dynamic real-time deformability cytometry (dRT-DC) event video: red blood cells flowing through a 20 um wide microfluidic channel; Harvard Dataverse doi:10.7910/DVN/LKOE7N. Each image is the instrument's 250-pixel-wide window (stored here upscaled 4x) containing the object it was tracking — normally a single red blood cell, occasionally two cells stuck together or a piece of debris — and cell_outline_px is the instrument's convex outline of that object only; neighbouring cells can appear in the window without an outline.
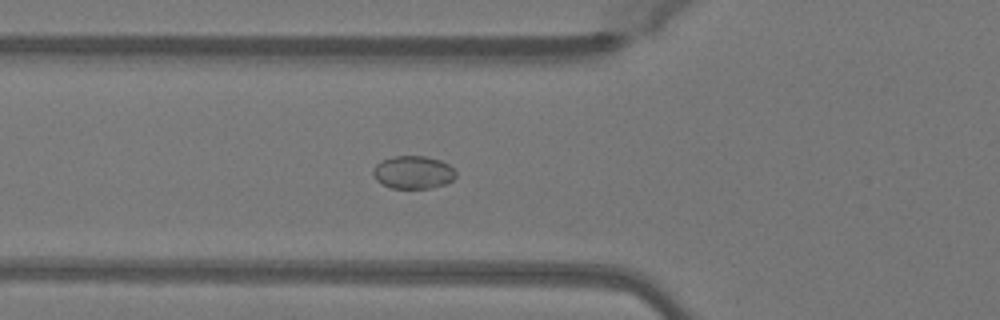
{"species": "Egyptian fruit bat (a non-hibernating species)", "species_latin": "Rousettus aegyptiacus", "temperature_condition": "warm", "stored_images_in_passage": 34, "camera_frame_rate_fps": 3000, "um_per_image_px": 0.085, "animal": {"sex": "female"}, "frame": {"image": 1, "passage_image": 2, "time_ms": 0.333, "image_size_px": [1000, 320], "cell_outline_px": [[456, 176], [448, 184], [432, 188], [392, 188], [376, 180], [372, 176], [372, 172], [376, 164], [380, 160], [392, 156], [424, 156], [440, 160], [448, 164], [456, 172]], "centroid_in_image_um": [35.11, 14.64], "position_along_channel_um": 90.7, "area_um2": 16.01}}
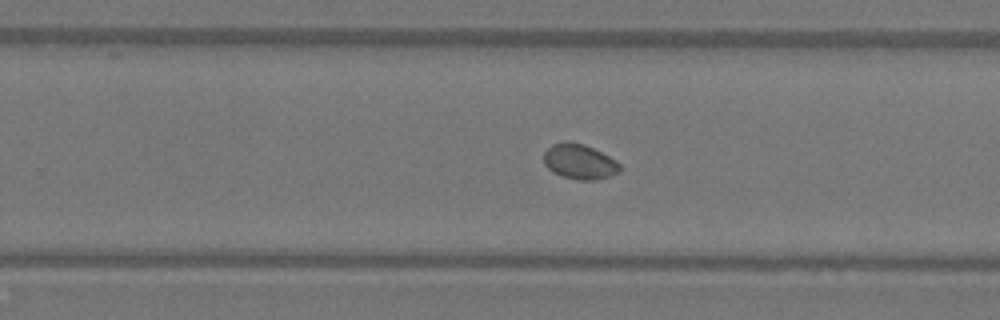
{"frame": {"image": 2, "passage_image": 16, "time_ms": 5.0, "image_size_px": [1000, 320], "cell_outline_px": [[620, 172], [596, 180], [580, 180], [564, 176], [552, 172], [544, 164], [544, 152], [552, 144], [584, 144], [616, 160], [620, 164]], "centroid_in_image_um": [49.27, 13.78], "position_along_channel_um": 280.5, "area_um2": 15.03}}
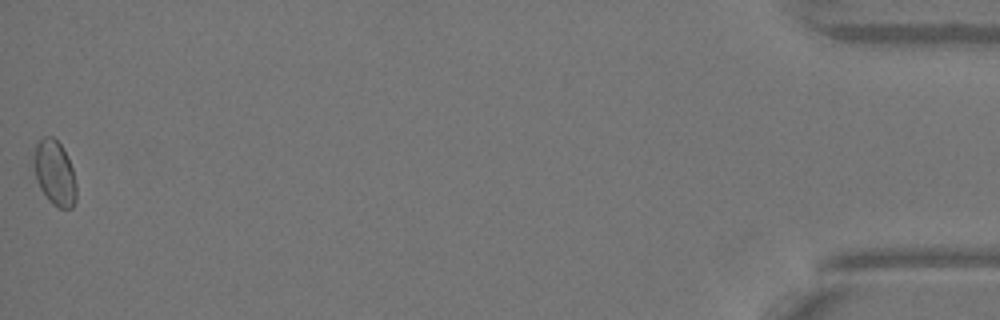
{"frame": {"image": 3, "passage_image": 34, "time_ms": 11.0, "image_size_px": [1000, 320], "cell_outline_px": [[76, 200], [72, 208], [60, 208], [52, 204], [48, 200], [40, 188], [36, 180], [32, 160], [36, 144], [44, 136], [52, 136], [60, 144], [72, 168], [76, 184]], "centroid_in_image_um": [4.62, 14.71], "position_along_channel_um": 430.6, "area_um2": 16.07}}